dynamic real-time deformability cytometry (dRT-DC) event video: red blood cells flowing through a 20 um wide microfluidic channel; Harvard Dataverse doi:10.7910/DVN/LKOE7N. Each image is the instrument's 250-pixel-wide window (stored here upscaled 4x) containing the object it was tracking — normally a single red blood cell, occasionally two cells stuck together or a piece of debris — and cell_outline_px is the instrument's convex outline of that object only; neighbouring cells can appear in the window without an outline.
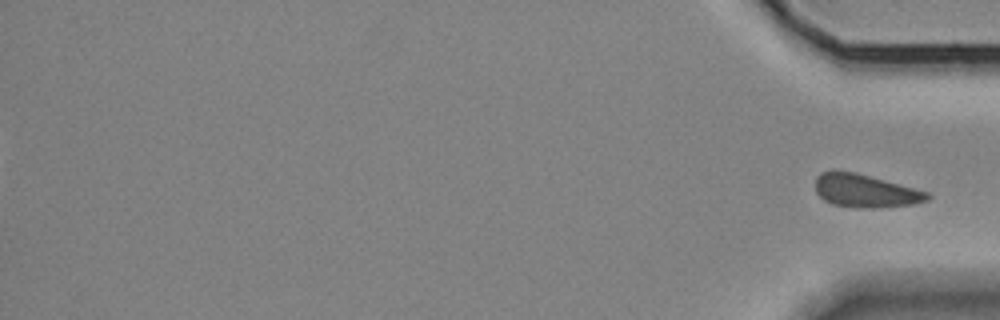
{"species": "Egyptian fruit bat (a non-hibernating species)", "species_latin": "Rousettus aegyptiacus", "temperature_condition": "room temperature", "stored_images_in_passage": 37, "segment_of_instrument_passage": [2, 2], "camera_frame_rate_fps": 3000, "um_per_image_px": 0.085, "animal": {"sex": "female"}, "frame": {"image": 1, "passage_image": 37, "time_ms": 12.0, "image_size_px": [1000, 320], "cell_outline_px": [[932, 196], [928, 200], [912, 204], [876, 208], [852, 208], [832, 204], [824, 200], [816, 192], [816, 176], [820, 172], [856, 172], [928, 192]], "centroid_in_image_um": [73.55, 16.24], "position_along_channel_um": 361.6, "area_um2": 21.44}}